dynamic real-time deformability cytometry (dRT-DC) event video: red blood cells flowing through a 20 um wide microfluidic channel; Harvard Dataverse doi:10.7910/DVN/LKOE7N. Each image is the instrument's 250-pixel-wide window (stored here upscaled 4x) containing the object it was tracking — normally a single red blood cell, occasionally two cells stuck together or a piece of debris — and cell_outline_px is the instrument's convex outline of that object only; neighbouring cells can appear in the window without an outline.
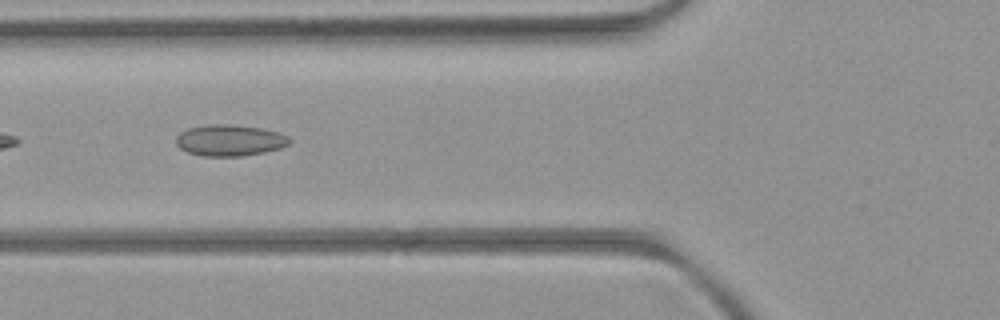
{"species": "common noctule bat (a hibernating species)", "species_latin": "Nyctalus noctula", "temperature_condition": "room temperature", "stored_images_in_passage": 8, "camera_frame_rate_fps": 3000, "um_per_image_px": 0.085, "animal": {"sex": "female", "body_mass_g": 21.9}, "frame": {"image": 1, "passage_image": 5, "time_ms": 4.667, "image_size_px": [1000, 320], "cell_outline_px": [[292, 140], [288, 144], [280, 148], [264, 152], [240, 156], [204, 156], [188, 152], [180, 148], [176, 144], [176, 136], [180, 132], [188, 128], [208, 124], [232, 124], [260, 128], [276, 132], [288, 136]], "centroid_in_image_um": [19.5, 11.92], "position_along_channel_um": 106.3, "area_um2": 20.63}}
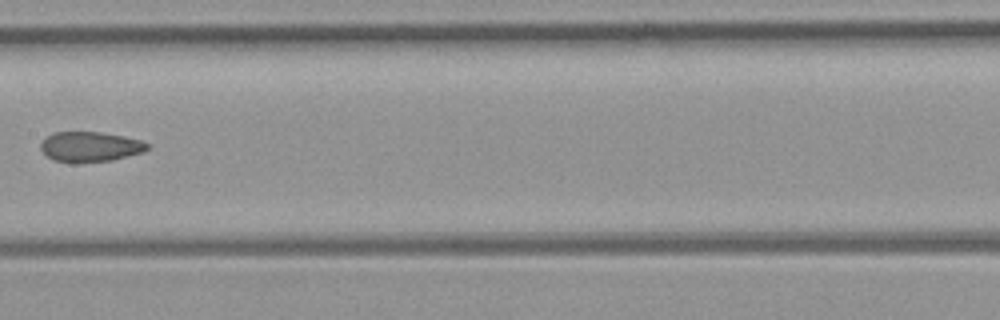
{"frame": {"image": 2, "passage_image": 7, "time_ms": 7.0, "image_size_px": [1000, 320], "cell_outline_px": [[148, 148], [144, 152], [112, 160], [80, 164], [68, 164], [52, 160], [40, 148], [40, 144], [52, 132], [100, 132], [124, 136], [140, 140], [148, 144]], "centroid_in_image_um": [7.64, 12.5], "position_along_channel_um": 199.8, "area_um2": 19.02}}
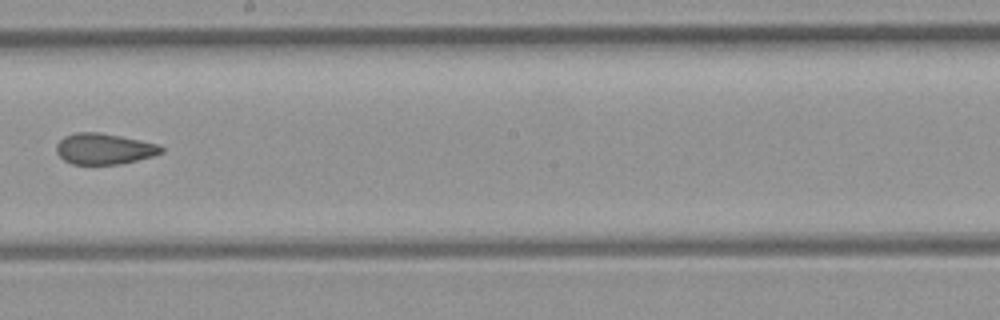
{"frame": {"image": 3, "passage_image": 8, "time_ms": 8.0, "image_size_px": [1000, 320], "cell_outline_px": [[164, 152], [152, 156], [136, 160], [116, 164], [72, 164], [64, 160], [56, 152], [56, 144], [64, 136], [76, 132], [100, 132], [160, 144], [164, 148]], "centroid_in_image_um": [8.85, 12.64], "position_along_channel_um": 239.4, "area_um2": 18.9}}